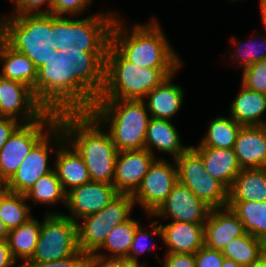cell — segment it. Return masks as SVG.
Listing matches in <instances>:
<instances>
[{"mask_svg": "<svg viewBox=\"0 0 266 267\" xmlns=\"http://www.w3.org/2000/svg\"><path fill=\"white\" fill-rule=\"evenodd\" d=\"M252 267H266V250L264 253L258 258V260L253 264Z\"/></svg>", "mask_w": 266, "mask_h": 267, "instance_id": "c3c4849f", "label": "cell"}, {"mask_svg": "<svg viewBox=\"0 0 266 267\" xmlns=\"http://www.w3.org/2000/svg\"><path fill=\"white\" fill-rule=\"evenodd\" d=\"M160 226L166 253L195 254L204 246V224L171 221Z\"/></svg>", "mask_w": 266, "mask_h": 267, "instance_id": "ffe728a7", "label": "cell"}, {"mask_svg": "<svg viewBox=\"0 0 266 267\" xmlns=\"http://www.w3.org/2000/svg\"><path fill=\"white\" fill-rule=\"evenodd\" d=\"M241 83L248 89L266 94V60L244 68Z\"/></svg>", "mask_w": 266, "mask_h": 267, "instance_id": "8d00e7d4", "label": "cell"}, {"mask_svg": "<svg viewBox=\"0 0 266 267\" xmlns=\"http://www.w3.org/2000/svg\"><path fill=\"white\" fill-rule=\"evenodd\" d=\"M134 206L132 195L119 194L101 211L78 220L79 250L88 255L94 254L103 245L110 231L130 218Z\"/></svg>", "mask_w": 266, "mask_h": 267, "instance_id": "ba28073f", "label": "cell"}, {"mask_svg": "<svg viewBox=\"0 0 266 267\" xmlns=\"http://www.w3.org/2000/svg\"><path fill=\"white\" fill-rule=\"evenodd\" d=\"M228 201H266V167L241 169L228 190Z\"/></svg>", "mask_w": 266, "mask_h": 267, "instance_id": "484cf974", "label": "cell"}, {"mask_svg": "<svg viewBox=\"0 0 266 267\" xmlns=\"http://www.w3.org/2000/svg\"><path fill=\"white\" fill-rule=\"evenodd\" d=\"M227 206L236 213L248 234L266 242V201H228Z\"/></svg>", "mask_w": 266, "mask_h": 267, "instance_id": "f546056e", "label": "cell"}, {"mask_svg": "<svg viewBox=\"0 0 266 267\" xmlns=\"http://www.w3.org/2000/svg\"><path fill=\"white\" fill-rule=\"evenodd\" d=\"M159 220L160 219H158L157 221L154 220L151 222L150 225H148V227L152 228V229H149L150 231L147 229V227H142V225H139L136 228V232H135L132 244H131L130 251L127 257L125 258L126 260L134 264H137L139 266L147 267L146 263L139 262V255L144 254V252L147 250L152 251V252L154 251V249L156 248L155 245L153 248H151L148 243L149 238L155 241L153 235L158 236L162 240V229H161Z\"/></svg>", "mask_w": 266, "mask_h": 267, "instance_id": "d590c367", "label": "cell"}, {"mask_svg": "<svg viewBox=\"0 0 266 267\" xmlns=\"http://www.w3.org/2000/svg\"><path fill=\"white\" fill-rule=\"evenodd\" d=\"M155 159L147 149L118 151L113 179L116 191L133 195Z\"/></svg>", "mask_w": 266, "mask_h": 267, "instance_id": "e0dca14e", "label": "cell"}, {"mask_svg": "<svg viewBox=\"0 0 266 267\" xmlns=\"http://www.w3.org/2000/svg\"><path fill=\"white\" fill-rule=\"evenodd\" d=\"M58 123V113L47 111L40 119L21 124L0 149V173L8 181L32 148ZM45 131V132H44Z\"/></svg>", "mask_w": 266, "mask_h": 267, "instance_id": "8fae6325", "label": "cell"}, {"mask_svg": "<svg viewBox=\"0 0 266 267\" xmlns=\"http://www.w3.org/2000/svg\"><path fill=\"white\" fill-rule=\"evenodd\" d=\"M191 148L202 158L206 171L229 190L242 169L234 150L214 147Z\"/></svg>", "mask_w": 266, "mask_h": 267, "instance_id": "7402d4cb", "label": "cell"}, {"mask_svg": "<svg viewBox=\"0 0 266 267\" xmlns=\"http://www.w3.org/2000/svg\"><path fill=\"white\" fill-rule=\"evenodd\" d=\"M242 127L230 116H216L208 125V131L196 146L233 149L237 134Z\"/></svg>", "mask_w": 266, "mask_h": 267, "instance_id": "4dcf8cb0", "label": "cell"}, {"mask_svg": "<svg viewBox=\"0 0 266 267\" xmlns=\"http://www.w3.org/2000/svg\"><path fill=\"white\" fill-rule=\"evenodd\" d=\"M139 225V221L131 217L127 221L116 225L107 235L103 245L93 255L109 259H125L130 251L136 228ZM102 249L110 253L107 254V251L104 253Z\"/></svg>", "mask_w": 266, "mask_h": 267, "instance_id": "f1b7e54d", "label": "cell"}, {"mask_svg": "<svg viewBox=\"0 0 266 267\" xmlns=\"http://www.w3.org/2000/svg\"><path fill=\"white\" fill-rule=\"evenodd\" d=\"M8 191L7 180L0 173V196Z\"/></svg>", "mask_w": 266, "mask_h": 267, "instance_id": "681fc988", "label": "cell"}, {"mask_svg": "<svg viewBox=\"0 0 266 267\" xmlns=\"http://www.w3.org/2000/svg\"><path fill=\"white\" fill-rule=\"evenodd\" d=\"M266 250V242L246 233L230 240L221 251L225 258L242 265L252 267L253 264Z\"/></svg>", "mask_w": 266, "mask_h": 267, "instance_id": "1f68e13d", "label": "cell"}, {"mask_svg": "<svg viewBox=\"0 0 266 267\" xmlns=\"http://www.w3.org/2000/svg\"><path fill=\"white\" fill-rule=\"evenodd\" d=\"M92 0H53L52 14L56 16L76 17L84 13Z\"/></svg>", "mask_w": 266, "mask_h": 267, "instance_id": "ab89813d", "label": "cell"}, {"mask_svg": "<svg viewBox=\"0 0 266 267\" xmlns=\"http://www.w3.org/2000/svg\"><path fill=\"white\" fill-rule=\"evenodd\" d=\"M21 124L16 119L0 117V149Z\"/></svg>", "mask_w": 266, "mask_h": 267, "instance_id": "ee69618b", "label": "cell"}, {"mask_svg": "<svg viewBox=\"0 0 266 267\" xmlns=\"http://www.w3.org/2000/svg\"><path fill=\"white\" fill-rule=\"evenodd\" d=\"M25 194L7 191L0 196V218L11 231L32 217Z\"/></svg>", "mask_w": 266, "mask_h": 267, "instance_id": "836d02e7", "label": "cell"}, {"mask_svg": "<svg viewBox=\"0 0 266 267\" xmlns=\"http://www.w3.org/2000/svg\"><path fill=\"white\" fill-rule=\"evenodd\" d=\"M68 50H52L32 91L47 111L89 112L103 90L106 52H83L76 45Z\"/></svg>", "mask_w": 266, "mask_h": 267, "instance_id": "6da1fadb", "label": "cell"}, {"mask_svg": "<svg viewBox=\"0 0 266 267\" xmlns=\"http://www.w3.org/2000/svg\"><path fill=\"white\" fill-rule=\"evenodd\" d=\"M172 161L177 166L178 182L198 199L211 208L227 206L228 189L206 171L202 158L191 147Z\"/></svg>", "mask_w": 266, "mask_h": 267, "instance_id": "30bf717a", "label": "cell"}, {"mask_svg": "<svg viewBox=\"0 0 266 267\" xmlns=\"http://www.w3.org/2000/svg\"><path fill=\"white\" fill-rule=\"evenodd\" d=\"M88 254L79 250L73 255L51 262L25 261L20 267H86Z\"/></svg>", "mask_w": 266, "mask_h": 267, "instance_id": "f35d334b", "label": "cell"}, {"mask_svg": "<svg viewBox=\"0 0 266 267\" xmlns=\"http://www.w3.org/2000/svg\"><path fill=\"white\" fill-rule=\"evenodd\" d=\"M266 94L248 89L241 83L239 93L230 105V117L242 126H264Z\"/></svg>", "mask_w": 266, "mask_h": 267, "instance_id": "d4e9b609", "label": "cell"}, {"mask_svg": "<svg viewBox=\"0 0 266 267\" xmlns=\"http://www.w3.org/2000/svg\"><path fill=\"white\" fill-rule=\"evenodd\" d=\"M118 14L98 12L81 19L52 14V41L63 55L68 46L83 48V52H107L111 29ZM74 18V19H72Z\"/></svg>", "mask_w": 266, "mask_h": 267, "instance_id": "52a82bcc", "label": "cell"}, {"mask_svg": "<svg viewBox=\"0 0 266 267\" xmlns=\"http://www.w3.org/2000/svg\"><path fill=\"white\" fill-rule=\"evenodd\" d=\"M196 267H221L224 255L219 250L201 247L195 254Z\"/></svg>", "mask_w": 266, "mask_h": 267, "instance_id": "60d3db41", "label": "cell"}, {"mask_svg": "<svg viewBox=\"0 0 266 267\" xmlns=\"http://www.w3.org/2000/svg\"><path fill=\"white\" fill-rule=\"evenodd\" d=\"M174 75L172 74L160 85L149 91L146 99H143L152 118L171 121L174 115L180 111L184 102L185 90L172 82Z\"/></svg>", "mask_w": 266, "mask_h": 267, "instance_id": "44dd1931", "label": "cell"}, {"mask_svg": "<svg viewBox=\"0 0 266 267\" xmlns=\"http://www.w3.org/2000/svg\"><path fill=\"white\" fill-rule=\"evenodd\" d=\"M12 4L14 9L9 16L52 14L53 0H12ZM43 6H45L44 9Z\"/></svg>", "mask_w": 266, "mask_h": 267, "instance_id": "74e56055", "label": "cell"}, {"mask_svg": "<svg viewBox=\"0 0 266 267\" xmlns=\"http://www.w3.org/2000/svg\"><path fill=\"white\" fill-rule=\"evenodd\" d=\"M86 267H142L126 259H109L89 255Z\"/></svg>", "mask_w": 266, "mask_h": 267, "instance_id": "7bdbcfd3", "label": "cell"}, {"mask_svg": "<svg viewBox=\"0 0 266 267\" xmlns=\"http://www.w3.org/2000/svg\"><path fill=\"white\" fill-rule=\"evenodd\" d=\"M259 7H260V14H261V19H262V23L264 25V29L266 31V0H259Z\"/></svg>", "mask_w": 266, "mask_h": 267, "instance_id": "bcb514c9", "label": "cell"}, {"mask_svg": "<svg viewBox=\"0 0 266 267\" xmlns=\"http://www.w3.org/2000/svg\"><path fill=\"white\" fill-rule=\"evenodd\" d=\"M0 76L15 80L33 88L37 79V68L27 55L13 50L0 38Z\"/></svg>", "mask_w": 266, "mask_h": 267, "instance_id": "4316f807", "label": "cell"}, {"mask_svg": "<svg viewBox=\"0 0 266 267\" xmlns=\"http://www.w3.org/2000/svg\"><path fill=\"white\" fill-rule=\"evenodd\" d=\"M26 199L34 204L53 206L63 203L66 206V192L64 191L55 170L40 177L25 193Z\"/></svg>", "mask_w": 266, "mask_h": 267, "instance_id": "d6a6232c", "label": "cell"}, {"mask_svg": "<svg viewBox=\"0 0 266 267\" xmlns=\"http://www.w3.org/2000/svg\"><path fill=\"white\" fill-rule=\"evenodd\" d=\"M233 150L242 169L266 167V125L242 126Z\"/></svg>", "mask_w": 266, "mask_h": 267, "instance_id": "d6986e66", "label": "cell"}, {"mask_svg": "<svg viewBox=\"0 0 266 267\" xmlns=\"http://www.w3.org/2000/svg\"><path fill=\"white\" fill-rule=\"evenodd\" d=\"M178 69L138 67L110 43L105 58L104 86L96 100H143Z\"/></svg>", "mask_w": 266, "mask_h": 267, "instance_id": "277c9868", "label": "cell"}, {"mask_svg": "<svg viewBox=\"0 0 266 267\" xmlns=\"http://www.w3.org/2000/svg\"><path fill=\"white\" fill-rule=\"evenodd\" d=\"M55 155L54 170L66 193L91 181L84 160L66 140L58 147Z\"/></svg>", "mask_w": 266, "mask_h": 267, "instance_id": "603a6c76", "label": "cell"}, {"mask_svg": "<svg viewBox=\"0 0 266 267\" xmlns=\"http://www.w3.org/2000/svg\"><path fill=\"white\" fill-rule=\"evenodd\" d=\"M41 222L31 217L21 226L9 231L7 242L13 258L24 263L30 259L38 243Z\"/></svg>", "mask_w": 266, "mask_h": 267, "instance_id": "83f0119b", "label": "cell"}, {"mask_svg": "<svg viewBox=\"0 0 266 267\" xmlns=\"http://www.w3.org/2000/svg\"><path fill=\"white\" fill-rule=\"evenodd\" d=\"M58 124L84 160L91 181L113 184L118 149L106 129L89 112L59 113Z\"/></svg>", "mask_w": 266, "mask_h": 267, "instance_id": "7a4b0ae2", "label": "cell"}, {"mask_svg": "<svg viewBox=\"0 0 266 267\" xmlns=\"http://www.w3.org/2000/svg\"><path fill=\"white\" fill-rule=\"evenodd\" d=\"M65 141L64 132L57 123L23 159L22 164L7 181L8 191L25 194L35 182L54 168L48 165L49 157ZM52 152V153H51Z\"/></svg>", "mask_w": 266, "mask_h": 267, "instance_id": "7c38bea8", "label": "cell"}, {"mask_svg": "<svg viewBox=\"0 0 266 267\" xmlns=\"http://www.w3.org/2000/svg\"><path fill=\"white\" fill-rule=\"evenodd\" d=\"M33 256L26 261L51 262L79 251L77 222L62 212H46Z\"/></svg>", "mask_w": 266, "mask_h": 267, "instance_id": "9c48e42d", "label": "cell"}, {"mask_svg": "<svg viewBox=\"0 0 266 267\" xmlns=\"http://www.w3.org/2000/svg\"><path fill=\"white\" fill-rule=\"evenodd\" d=\"M121 18V19H120ZM118 15L111 29V44L129 61L142 68H181L182 59L172 48L159 21L136 23L130 28Z\"/></svg>", "mask_w": 266, "mask_h": 267, "instance_id": "3957f363", "label": "cell"}, {"mask_svg": "<svg viewBox=\"0 0 266 267\" xmlns=\"http://www.w3.org/2000/svg\"><path fill=\"white\" fill-rule=\"evenodd\" d=\"M246 233L243 223L230 207L212 208L204 223V246L222 251L230 240Z\"/></svg>", "mask_w": 266, "mask_h": 267, "instance_id": "ac0fdd59", "label": "cell"}, {"mask_svg": "<svg viewBox=\"0 0 266 267\" xmlns=\"http://www.w3.org/2000/svg\"><path fill=\"white\" fill-rule=\"evenodd\" d=\"M260 36V37H259ZM261 34L256 35V38H251L247 41H239L236 37L232 36L231 42L234 43L235 49L233 54L230 55L233 64H239V67L244 68L260 61L266 60V37L259 41L258 38H262ZM256 40V41H255ZM238 41V42H237ZM260 43V44H259ZM263 48V50H262ZM236 60H235V59Z\"/></svg>", "mask_w": 266, "mask_h": 267, "instance_id": "e575fe53", "label": "cell"}, {"mask_svg": "<svg viewBox=\"0 0 266 267\" xmlns=\"http://www.w3.org/2000/svg\"><path fill=\"white\" fill-rule=\"evenodd\" d=\"M156 257L162 267H196L194 254L165 253L163 259Z\"/></svg>", "mask_w": 266, "mask_h": 267, "instance_id": "b9f144b4", "label": "cell"}, {"mask_svg": "<svg viewBox=\"0 0 266 267\" xmlns=\"http://www.w3.org/2000/svg\"><path fill=\"white\" fill-rule=\"evenodd\" d=\"M9 230L6 228L4 222L0 218V240H7Z\"/></svg>", "mask_w": 266, "mask_h": 267, "instance_id": "7dc6e473", "label": "cell"}, {"mask_svg": "<svg viewBox=\"0 0 266 267\" xmlns=\"http://www.w3.org/2000/svg\"><path fill=\"white\" fill-rule=\"evenodd\" d=\"M211 207L198 199L187 186L177 182L170 194L150 215V217L169 218L171 221L204 224ZM162 217V218H161Z\"/></svg>", "mask_w": 266, "mask_h": 267, "instance_id": "9a60e30c", "label": "cell"}, {"mask_svg": "<svg viewBox=\"0 0 266 267\" xmlns=\"http://www.w3.org/2000/svg\"><path fill=\"white\" fill-rule=\"evenodd\" d=\"M180 133L176 126L166 119L152 118L149 121L145 139V149L154 154L155 149L171 155L173 159L179 157L190 146L182 144Z\"/></svg>", "mask_w": 266, "mask_h": 267, "instance_id": "cb8c5ba5", "label": "cell"}, {"mask_svg": "<svg viewBox=\"0 0 266 267\" xmlns=\"http://www.w3.org/2000/svg\"><path fill=\"white\" fill-rule=\"evenodd\" d=\"M230 2H236V1H239V0H229Z\"/></svg>", "mask_w": 266, "mask_h": 267, "instance_id": "816d5d0a", "label": "cell"}, {"mask_svg": "<svg viewBox=\"0 0 266 267\" xmlns=\"http://www.w3.org/2000/svg\"><path fill=\"white\" fill-rule=\"evenodd\" d=\"M47 112L26 84L0 76V114L22 124L40 119Z\"/></svg>", "mask_w": 266, "mask_h": 267, "instance_id": "5bb4252c", "label": "cell"}, {"mask_svg": "<svg viewBox=\"0 0 266 267\" xmlns=\"http://www.w3.org/2000/svg\"><path fill=\"white\" fill-rule=\"evenodd\" d=\"M178 182L176 163H169L165 158H156L150 165L140 187L132 195L135 204L143 209L148 217L170 194Z\"/></svg>", "mask_w": 266, "mask_h": 267, "instance_id": "4fadbf2b", "label": "cell"}, {"mask_svg": "<svg viewBox=\"0 0 266 267\" xmlns=\"http://www.w3.org/2000/svg\"><path fill=\"white\" fill-rule=\"evenodd\" d=\"M15 264L17 261L11 254L7 240H0V267H13Z\"/></svg>", "mask_w": 266, "mask_h": 267, "instance_id": "f6af8a7d", "label": "cell"}, {"mask_svg": "<svg viewBox=\"0 0 266 267\" xmlns=\"http://www.w3.org/2000/svg\"><path fill=\"white\" fill-rule=\"evenodd\" d=\"M52 14H26L0 19V38L13 50L27 55L40 69L57 45L52 41Z\"/></svg>", "mask_w": 266, "mask_h": 267, "instance_id": "8992f818", "label": "cell"}, {"mask_svg": "<svg viewBox=\"0 0 266 267\" xmlns=\"http://www.w3.org/2000/svg\"><path fill=\"white\" fill-rule=\"evenodd\" d=\"M89 113L108 129L118 151L145 149L151 116L144 100H96Z\"/></svg>", "mask_w": 266, "mask_h": 267, "instance_id": "5b68a950", "label": "cell"}, {"mask_svg": "<svg viewBox=\"0 0 266 267\" xmlns=\"http://www.w3.org/2000/svg\"><path fill=\"white\" fill-rule=\"evenodd\" d=\"M221 267H243V266L239 265L238 263H236L233 260L224 258V261H223Z\"/></svg>", "mask_w": 266, "mask_h": 267, "instance_id": "f907efd6", "label": "cell"}, {"mask_svg": "<svg viewBox=\"0 0 266 267\" xmlns=\"http://www.w3.org/2000/svg\"><path fill=\"white\" fill-rule=\"evenodd\" d=\"M119 193L113 184L89 181L72 188L66 193V215L75 222L81 218L101 211Z\"/></svg>", "mask_w": 266, "mask_h": 267, "instance_id": "2e32d148", "label": "cell"}]
</instances>
